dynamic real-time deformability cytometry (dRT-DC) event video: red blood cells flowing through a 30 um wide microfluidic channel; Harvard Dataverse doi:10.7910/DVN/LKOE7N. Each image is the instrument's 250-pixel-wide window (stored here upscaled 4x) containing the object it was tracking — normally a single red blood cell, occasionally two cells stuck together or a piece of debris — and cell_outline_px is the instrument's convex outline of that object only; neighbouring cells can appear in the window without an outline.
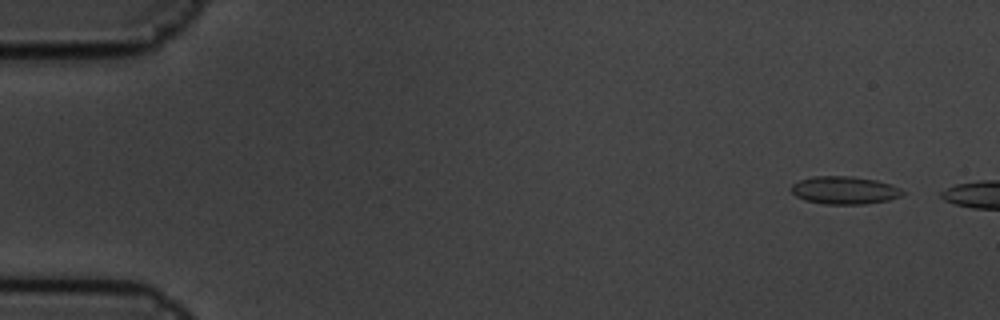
{"species": "common noctule bat (a hibernating species)", "species_latin": "Nyctalus noctula", "temperature_condition": "cold", "stored_images_in_passage": 5, "camera_frame_rate_fps": 3000, "um_per_image_px": 0.085, "animal": {"sex": "male", "body_mass_g": 19.5, "forearm_length_mm": 54.6}, "frame": {"image": 1, "passage_image": 1, "time_ms": 0.0, "image_size_px": [1000, 320], "cell_outline_px": [[904, 196], [888, 200], [864, 204], [824, 204], [804, 200], [796, 196], [788, 188], [792, 184], [800, 180], [812, 176], [852, 176], [876, 180], [892, 184], [900, 188], [904, 192]], "centroid_in_image_um": [71.78, 16.17], "position_along_channel_um": 13.2, "area_um2": 18.26}}